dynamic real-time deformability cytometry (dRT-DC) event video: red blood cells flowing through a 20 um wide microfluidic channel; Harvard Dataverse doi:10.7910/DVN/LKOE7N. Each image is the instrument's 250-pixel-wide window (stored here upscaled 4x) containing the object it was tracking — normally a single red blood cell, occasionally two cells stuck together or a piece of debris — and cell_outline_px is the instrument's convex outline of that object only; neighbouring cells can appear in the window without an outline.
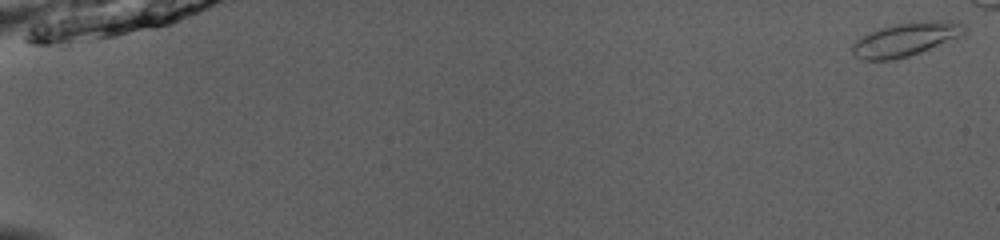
{"species": "common noctule bat (a hibernating species)", "species_latin": "Nyctalus noctula", "temperature_condition": "room temperature", "stored_images_in_passage": 49, "camera_frame_rate_fps": 3000, "um_per_image_px": 0.085, "animal": {"sex": "male", "body_mass_g": 13.0, "forearm_length_mm": 53.1}, "frame": {"image": 1, "passage_image": 1, "time_ms": 0.0, "image_size_px": [1000, 240], "cell_outline_px": [[968, 28], [964, 36], [920, 52], [896, 60], [860, 60], [852, 56], [852, 44], [856, 40], [868, 32], [880, 28], [912, 20], [960, 20]], "centroid_in_image_um": [77.04, 3.32], "position_along_channel_um": 8.0, "area_um2": 22.77}}
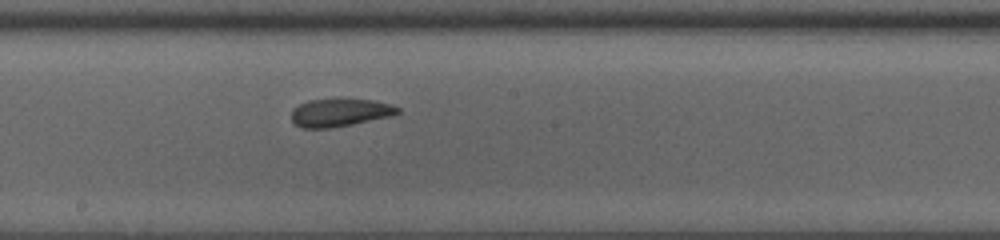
{"frame": {"image": 2, "passage_image": 31, "time_ms": 10.0, "image_size_px": [1000, 240], "cell_outline_px": [[400, 112], [388, 116], [352, 124], [328, 128], [300, 128], [292, 120], [292, 108], [308, 100], [372, 100], [392, 104], [400, 108]], "centroid_in_image_um": [28.86, 9.57], "position_along_channel_um": 219.3, "area_um2": 16.88}}
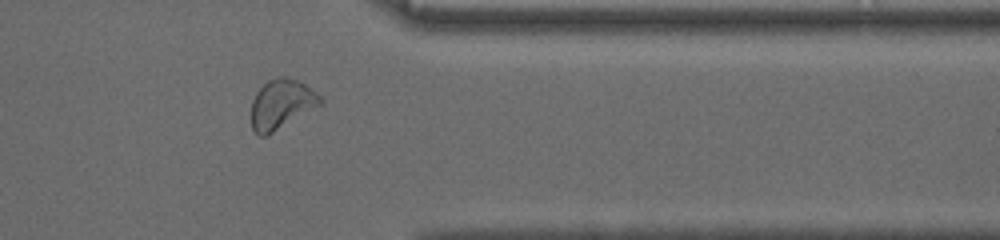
{"frame": {"image": 3, "passage_image": 44, "time_ms": 14.333, "image_size_px": [1000, 240], "cell_outline_px": [[324, 104], [272, 132], [264, 136], [260, 136], [252, 128], [252, 100], [256, 92], [268, 80], [280, 76], [284, 76], [300, 80], [316, 92], [324, 100]], "centroid_in_image_um": [23.96, 8.82], "position_along_channel_um": 387.4, "area_um2": 19.94}}